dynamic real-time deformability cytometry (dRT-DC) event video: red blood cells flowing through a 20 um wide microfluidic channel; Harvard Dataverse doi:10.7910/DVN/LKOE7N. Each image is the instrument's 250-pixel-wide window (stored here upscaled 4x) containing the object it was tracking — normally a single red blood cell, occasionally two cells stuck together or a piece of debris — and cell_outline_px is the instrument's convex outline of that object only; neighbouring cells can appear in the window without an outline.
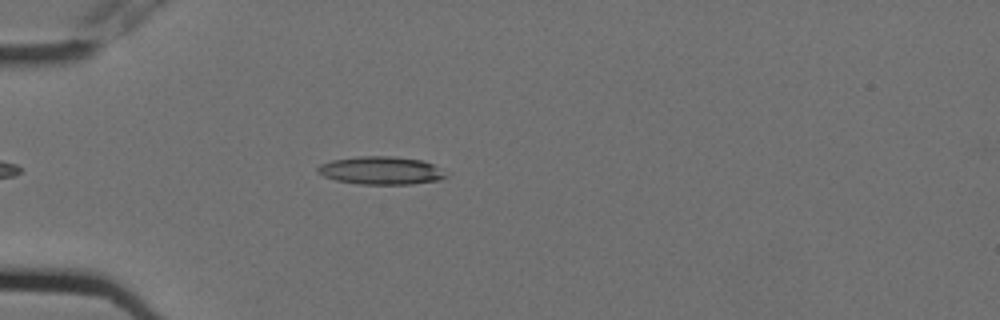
{"species": "Egyptian fruit bat (a non-hibernating species)", "species_latin": "Rousettus aegyptiacus", "temperature_condition": "cold", "stored_images_in_passage": 7, "camera_frame_rate_fps": 3000, "um_per_image_px": 0.085, "animal": {"sex": "female"}, "frame": {"image": 1, "passage_image": 5, "time_ms": 1.333, "image_size_px": [1000, 320], "cell_outline_px": [[448, 176], [440, 180], [412, 184], [360, 184], [336, 180], [324, 176], [316, 172], [316, 168], [320, 164], [332, 160], [360, 156], [392, 156], [424, 160], [448, 172]], "centroid_in_image_um": [32.42, 14.49], "position_along_channel_um": 52.6, "area_um2": 21.1}}